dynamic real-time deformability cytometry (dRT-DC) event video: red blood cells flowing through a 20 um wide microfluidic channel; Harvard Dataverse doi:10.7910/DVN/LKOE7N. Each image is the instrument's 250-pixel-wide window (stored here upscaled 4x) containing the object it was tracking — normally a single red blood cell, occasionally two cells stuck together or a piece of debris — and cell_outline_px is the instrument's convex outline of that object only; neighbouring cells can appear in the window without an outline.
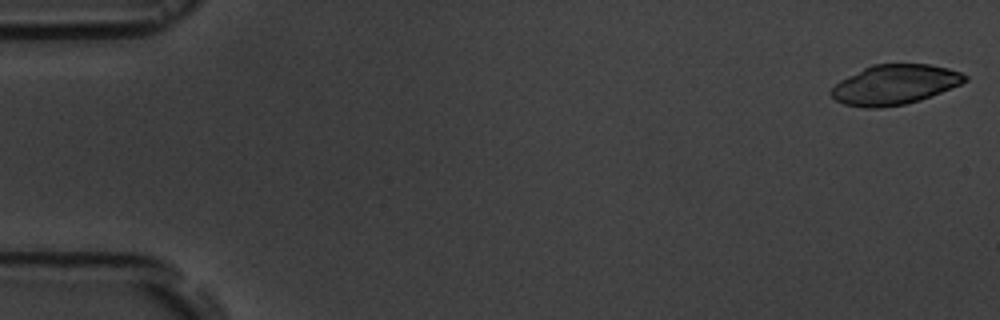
{"species": "common noctule bat (a hibernating species)", "species_latin": "Nyctalus noctula", "temperature_condition": "room temperature", "stored_images_in_passage": 5, "camera_frame_rate_fps": 3000, "um_per_image_px": 0.085, "animal": {"sex": "male", "body_mass_g": 19.5, "forearm_length_mm": 54.6}, "frame": {"image": 1, "passage_image": 1, "time_ms": 0.0, "image_size_px": [1000, 320], "cell_outline_px": [[968, 80], [960, 84], [920, 100], [904, 104], [880, 108], [864, 108], [844, 104], [836, 100], [828, 92], [840, 80], [872, 64], [928, 64], [948, 68], [960, 72], [968, 76]], "centroid_in_image_um": [76.03, 7.19], "position_along_channel_um": 9.0, "area_um2": 30.87}}